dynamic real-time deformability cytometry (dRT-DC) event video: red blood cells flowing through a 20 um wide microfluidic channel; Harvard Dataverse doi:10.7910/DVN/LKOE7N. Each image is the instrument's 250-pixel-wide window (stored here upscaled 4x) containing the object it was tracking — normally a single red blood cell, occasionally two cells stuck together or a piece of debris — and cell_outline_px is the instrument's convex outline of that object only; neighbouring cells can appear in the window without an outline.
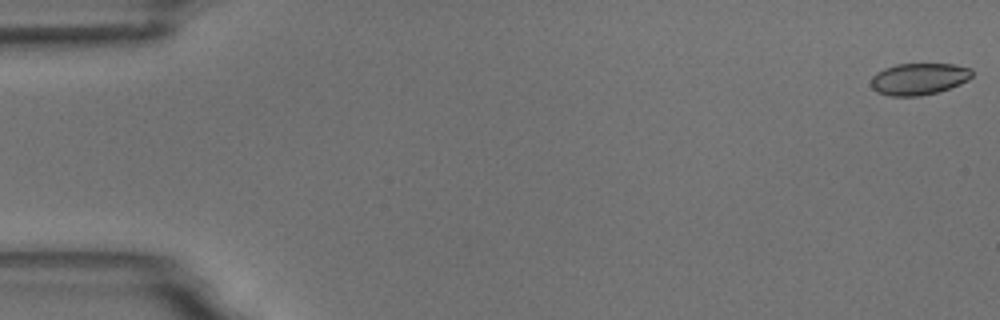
{"species": "common noctule bat (a hibernating species)", "species_latin": "Nyctalus noctula", "temperature_condition": "room temperature", "stored_images_in_passage": 6, "camera_frame_rate_fps": 3000, "um_per_image_px": 0.085, "animal": {"sex": "male", "body_mass_g": 18.8}, "frame": {"image": 1, "passage_image": 1, "time_ms": 0.0, "image_size_px": [1000, 320], "cell_outline_px": [[972, 76], [968, 80], [960, 84], [936, 92], [920, 96], [892, 96], [876, 92], [872, 88], [872, 76], [876, 72], [884, 68], [896, 64], [952, 64], [972, 68]], "centroid_in_image_um": [78.1, 6.7], "position_along_channel_um": 6.9, "area_um2": 18.67}}
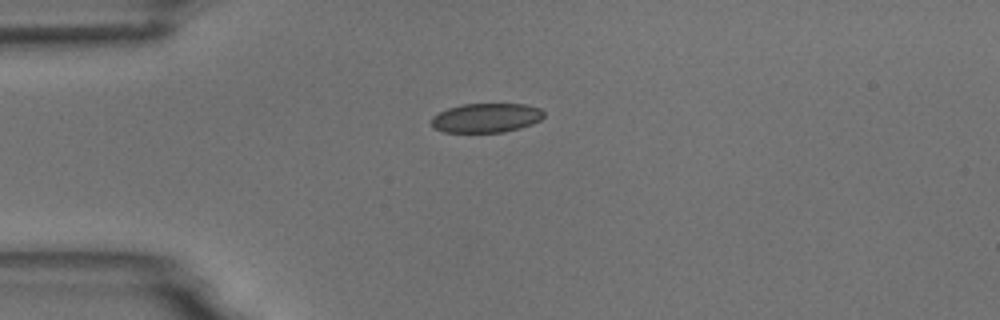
{"frame": {"image": 2, "passage_image": 5, "time_ms": 4.333, "image_size_px": [1000, 320], "cell_outline_px": [[544, 116], [540, 120], [532, 124], [520, 128], [504, 132], [444, 132], [432, 128], [432, 116], [448, 108], [460, 104], [524, 104], [540, 108], [544, 112]], "centroid_in_image_um": [41.32, 10.02], "position_along_channel_um": 43.7, "area_um2": 19.25}}